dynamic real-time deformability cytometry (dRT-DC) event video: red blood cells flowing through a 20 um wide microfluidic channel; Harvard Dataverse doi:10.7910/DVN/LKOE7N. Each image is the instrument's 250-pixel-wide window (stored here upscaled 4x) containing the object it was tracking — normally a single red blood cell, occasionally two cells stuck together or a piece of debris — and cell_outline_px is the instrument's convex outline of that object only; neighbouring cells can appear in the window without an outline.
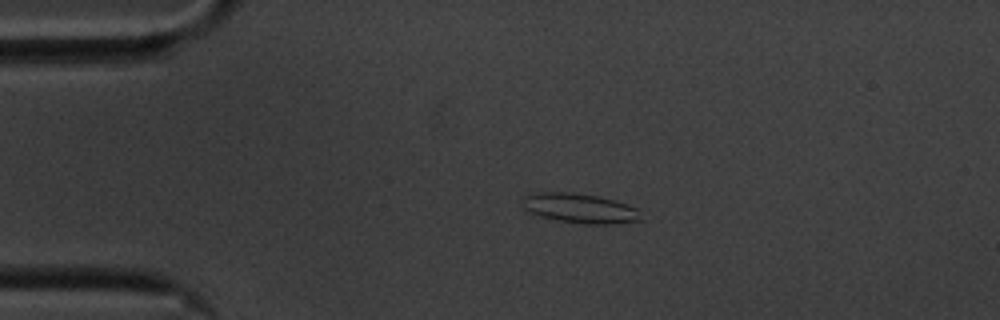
{"species": "common noctule bat (a hibernating species)", "species_latin": "Nyctalus noctula", "temperature_condition": "cold", "stored_images_in_passage": 46, "camera_frame_rate_fps": 3000, "um_per_image_px": 0.085, "animal": {"sex": "male", "body_mass_g": 20.1, "forearm_length_mm": 53.5}, "frame": {"image": 1, "passage_image": 1, "time_ms": 0.0, "image_size_px": [1000, 320], "cell_outline_px": [[644, 220], [612, 224], [584, 224], [536, 216], [528, 212], [524, 208], [520, 196], [528, 192], [572, 192], [596, 196], [612, 200], [636, 208]], "centroid_in_image_um": [49.19, 17.7], "position_along_channel_um": 35.8, "area_um2": 20.69}}
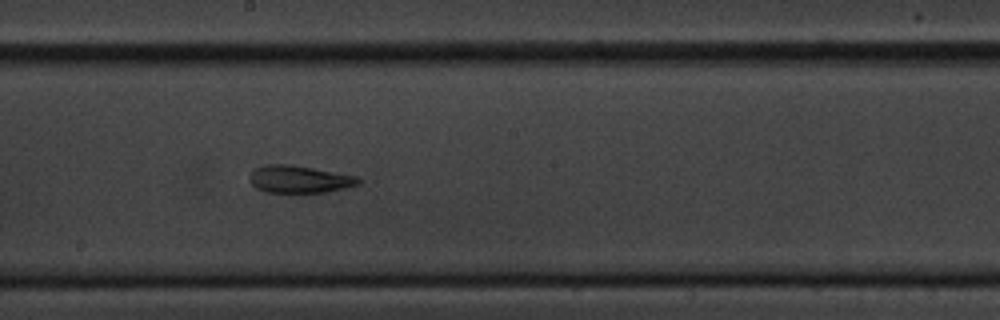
{"frame": {"image": 2, "passage_image": 20, "time_ms": 6.333, "image_size_px": [1000, 320], "cell_outline_px": [[360, 184], [344, 188], [324, 192], [264, 192], [256, 188], [252, 184], [252, 172], [256, 168], [264, 164], [288, 164], [312, 168], [356, 176], [360, 180]], "centroid_in_image_um": [25.44, 15.23], "position_along_channel_um": 222.8, "area_um2": 16.99}}
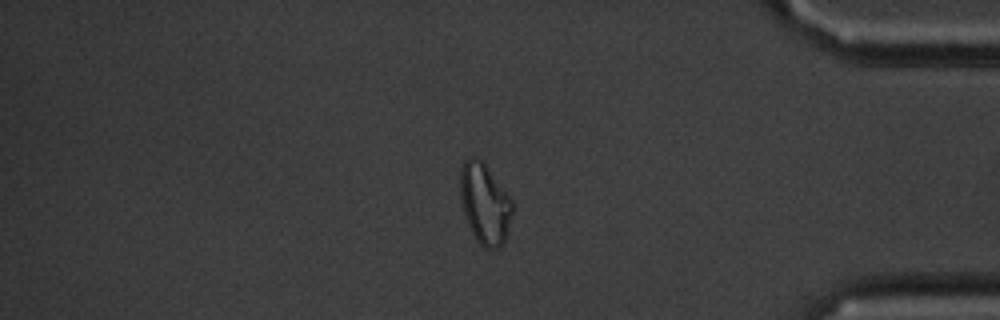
{"frame": {"image": 3, "passage_image": 37, "time_ms": 12.0, "image_size_px": [1000, 320], "cell_outline_px": [[512, 216], [508, 232], [500, 248], [484, 248], [476, 240], [468, 224], [464, 212], [460, 196], [460, 168], [464, 160], [472, 156], [480, 160], [484, 164], [512, 200]], "centroid_in_image_um": [41.19, 17.33], "position_along_channel_um": 394.0, "area_um2": 24.22}, "authors_computed_cell_mechanics": {"area_um2": 17.9469, "velocity_mm_per_s": 3.5044, "shape_relaxation_time_tau1_ms": null, "shape_relaxation_time_tau2_ms": 3.0604, "deformation_change_tau1": null, "deformation_change_tau2": 0.1163}}